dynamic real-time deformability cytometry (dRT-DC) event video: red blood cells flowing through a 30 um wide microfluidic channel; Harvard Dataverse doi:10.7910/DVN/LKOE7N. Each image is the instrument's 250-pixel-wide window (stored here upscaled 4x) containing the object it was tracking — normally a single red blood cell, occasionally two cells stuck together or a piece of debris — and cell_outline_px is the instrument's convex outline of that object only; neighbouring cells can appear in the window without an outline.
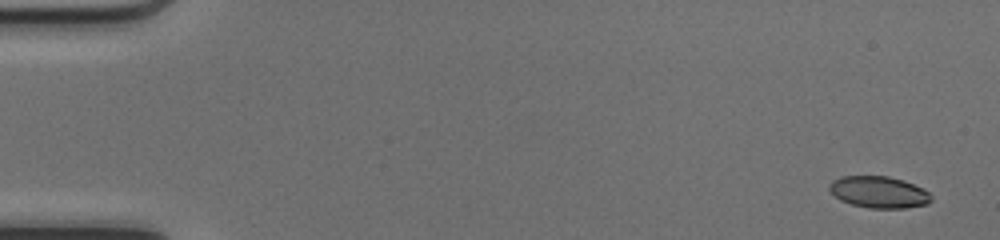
{"species": "common noctule bat (a hibernating species)", "species_latin": "Nyctalus noctula", "temperature_condition": "cold", "stored_images_in_passage": 49, "camera_frame_rate_fps": 3000, "um_per_image_px": 0.085, "animal": {"sex": "female", "body_mass_g": 17.0, "forearm_length_mm": 48.0}, "frame": {"image": 1, "passage_image": 1, "time_ms": 0.0, "image_size_px": [1000, 240], "cell_outline_px": [[932, 200], [928, 204], [904, 208], [868, 208], [852, 204], [840, 200], [828, 188], [828, 184], [832, 180], [840, 176], [888, 176], [904, 180], [924, 188], [932, 196]], "centroid_in_image_um": [74.72, 16.32], "position_along_channel_um": 10.3, "area_um2": 18.96}}
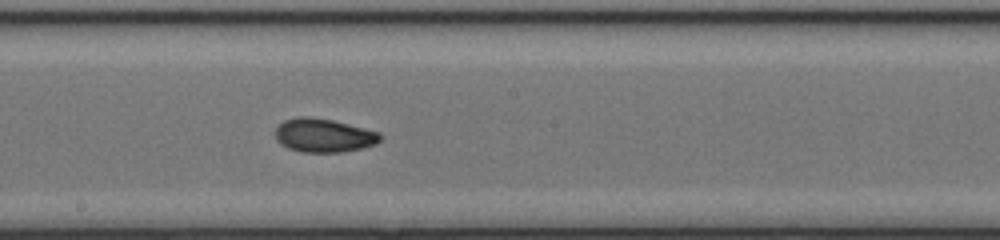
{"frame": {"image": 2, "passage_image": 27, "time_ms": 8.667, "image_size_px": [1000, 240], "cell_outline_px": [[384, 136], [376, 144], [344, 152], [300, 152], [288, 148], [280, 144], [276, 140], [276, 128], [284, 120], [300, 116], [308, 116], [332, 120], [380, 132]], "centroid_in_image_um": [27.52, 11.51], "position_along_channel_um": 220.7, "area_um2": 20.63}}
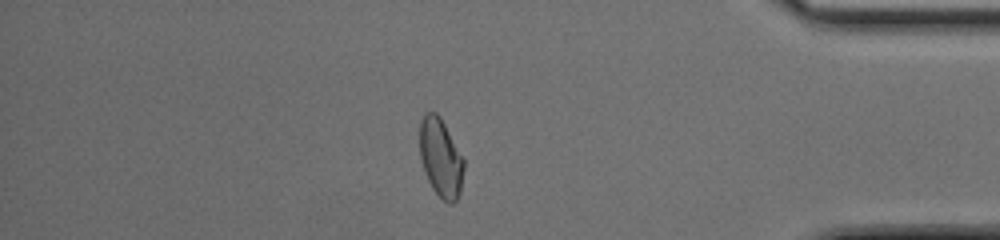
{"frame": {"image": 3, "passage_image": 42, "time_ms": 13.667, "image_size_px": [1000, 240], "cell_outline_px": [[464, 168], [460, 192], [456, 200], [452, 204], [448, 204], [432, 188], [424, 172], [420, 156], [420, 120], [428, 112], [436, 112], [440, 116], [464, 160]], "centroid_in_image_um": [37.46, 13.42], "position_along_channel_um": 397.7, "area_um2": 20.0}}